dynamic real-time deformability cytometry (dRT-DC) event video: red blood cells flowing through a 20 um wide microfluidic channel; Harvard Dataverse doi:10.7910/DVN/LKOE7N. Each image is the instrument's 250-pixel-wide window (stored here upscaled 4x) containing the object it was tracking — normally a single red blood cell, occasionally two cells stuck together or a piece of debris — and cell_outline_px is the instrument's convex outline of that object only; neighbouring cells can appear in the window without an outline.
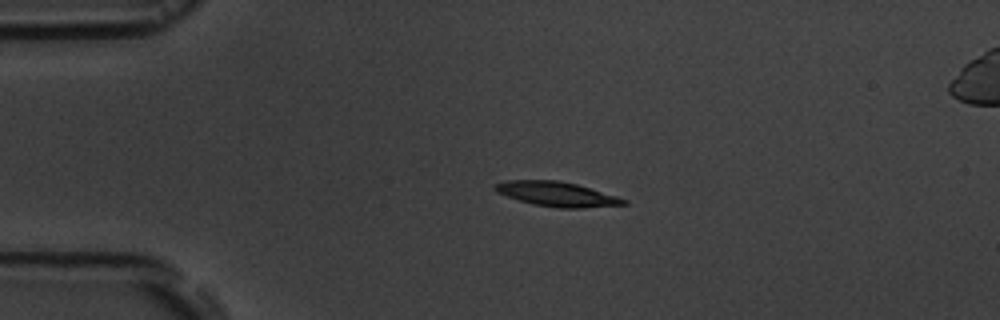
{"species": "common noctule bat (a hibernating species)", "species_latin": "Nyctalus noctula", "temperature_condition": "room temperature", "stored_images_in_passage": 5, "camera_frame_rate_fps": 3000, "um_per_image_px": 0.085, "animal": {"sex": "male", "body_mass_g": 19.5, "forearm_length_mm": 54.6}, "frame": {"image": 1, "passage_image": 3, "time_ms": 2.333, "image_size_px": [1000, 320], "cell_outline_px": [[628, 204], [584, 208], [560, 208], [532, 204], [496, 192], [492, 188], [496, 184], [508, 180], [556, 180], [576, 184], [616, 196], [628, 200]], "centroid_in_image_um": [47.34, 16.5], "position_along_channel_um": 37.7, "area_um2": 18.26}}